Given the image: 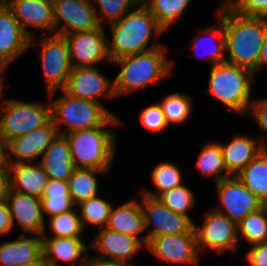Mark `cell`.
I'll return each instance as SVG.
<instances>
[{
  "instance_id": "43",
  "label": "cell",
  "mask_w": 267,
  "mask_h": 266,
  "mask_svg": "<svg viewBox=\"0 0 267 266\" xmlns=\"http://www.w3.org/2000/svg\"><path fill=\"white\" fill-rule=\"evenodd\" d=\"M250 109L253 110L259 125L267 132V99L255 101L251 104Z\"/></svg>"
},
{
  "instance_id": "18",
  "label": "cell",
  "mask_w": 267,
  "mask_h": 266,
  "mask_svg": "<svg viewBox=\"0 0 267 266\" xmlns=\"http://www.w3.org/2000/svg\"><path fill=\"white\" fill-rule=\"evenodd\" d=\"M32 39L24 32L11 9L4 4L0 8V61L6 66L21 55Z\"/></svg>"
},
{
  "instance_id": "16",
  "label": "cell",
  "mask_w": 267,
  "mask_h": 266,
  "mask_svg": "<svg viewBox=\"0 0 267 266\" xmlns=\"http://www.w3.org/2000/svg\"><path fill=\"white\" fill-rule=\"evenodd\" d=\"M5 200L8 204L13 226L17 221L23 230L36 236L43 235L46 224L39 198L9 189Z\"/></svg>"
},
{
  "instance_id": "19",
  "label": "cell",
  "mask_w": 267,
  "mask_h": 266,
  "mask_svg": "<svg viewBox=\"0 0 267 266\" xmlns=\"http://www.w3.org/2000/svg\"><path fill=\"white\" fill-rule=\"evenodd\" d=\"M57 135V128L50 120L45 126L12 139L7 144V151L15 155L16 159L13 162L7 158L8 164L26 163L31 159H36L43 154Z\"/></svg>"
},
{
  "instance_id": "36",
  "label": "cell",
  "mask_w": 267,
  "mask_h": 266,
  "mask_svg": "<svg viewBox=\"0 0 267 266\" xmlns=\"http://www.w3.org/2000/svg\"><path fill=\"white\" fill-rule=\"evenodd\" d=\"M191 98L187 95L172 93L167 95L161 102L163 113L168 125L170 123H182L190 115Z\"/></svg>"
},
{
  "instance_id": "25",
  "label": "cell",
  "mask_w": 267,
  "mask_h": 266,
  "mask_svg": "<svg viewBox=\"0 0 267 266\" xmlns=\"http://www.w3.org/2000/svg\"><path fill=\"white\" fill-rule=\"evenodd\" d=\"M42 237L43 259L50 266H58V260L72 262L70 266H76V260L87 252L86 246L80 238L51 237L46 238L44 232ZM68 266V265H67Z\"/></svg>"
},
{
  "instance_id": "51",
  "label": "cell",
  "mask_w": 267,
  "mask_h": 266,
  "mask_svg": "<svg viewBox=\"0 0 267 266\" xmlns=\"http://www.w3.org/2000/svg\"><path fill=\"white\" fill-rule=\"evenodd\" d=\"M4 4H6V0H0V8H1Z\"/></svg>"
},
{
  "instance_id": "7",
  "label": "cell",
  "mask_w": 267,
  "mask_h": 266,
  "mask_svg": "<svg viewBox=\"0 0 267 266\" xmlns=\"http://www.w3.org/2000/svg\"><path fill=\"white\" fill-rule=\"evenodd\" d=\"M0 136L8 144L12 139L45 126L51 120V106L17 100H2ZM3 109V111H2Z\"/></svg>"
},
{
  "instance_id": "34",
  "label": "cell",
  "mask_w": 267,
  "mask_h": 266,
  "mask_svg": "<svg viewBox=\"0 0 267 266\" xmlns=\"http://www.w3.org/2000/svg\"><path fill=\"white\" fill-rule=\"evenodd\" d=\"M78 205H80V213H82V215H80V219L83 227L85 226V222L97 225L99 228L107 226L112 210V205L109 202L99 198L98 196H94L81 201Z\"/></svg>"
},
{
  "instance_id": "14",
  "label": "cell",
  "mask_w": 267,
  "mask_h": 266,
  "mask_svg": "<svg viewBox=\"0 0 267 266\" xmlns=\"http://www.w3.org/2000/svg\"><path fill=\"white\" fill-rule=\"evenodd\" d=\"M146 246L161 261L179 264L198 261L196 233L152 237Z\"/></svg>"
},
{
  "instance_id": "41",
  "label": "cell",
  "mask_w": 267,
  "mask_h": 266,
  "mask_svg": "<svg viewBox=\"0 0 267 266\" xmlns=\"http://www.w3.org/2000/svg\"><path fill=\"white\" fill-rule=\"evenodd\" d=\"M140 121L144 127L155 132L168 126L160 103L145 108L140 115Z\"/></svg>"
},
{
  "instance_id": "1",
  "label": "cell",
  "mask_w": 267,
  "mask_h": 266,
  "mask_svg": "<svg viewBox=\"0 0 267 266\" xmlns=\"http://www.w3.org/2000/svg\"><path fill=\"white\" fill-rule=\"evenodd\" d=\"M220 20L226 39L227 63L257 71L258 57L267 35V18L245 16L221 4Z\"/></svg>"
},
{
  "instance_id": "9",
  "label": "cell",
  "mask_w": 267,
  "mask_h": 266,
  "mask_svg": "<svg viewBox=\"0 0 267 266\" xmlns=\"http://www.w3.org/2000/svg\"><path fill=\"white\" fill-rule=\"evenodd\" d=\"M143 196V206L141 205L145 229L154 222V229L149 234L142 237L145 246L152 237L168 234L195 233L194 222L187 216L173 212L156 198Z\"/></svg>"
},
{
  "instance_id": "44",
  "label": "cell",
  "mask_w": 267,
  "mask_h": 266,
  "mask_svg": "<svg viewBox=\"0 0 267 266\" xmlns=\"http://www.w3.org/2000/svg\"><path fill=\"white\" fill-rule=\"evenodd\" d=\"M13 228L12 217L6 200L0 201V233L10 232Z\"/></svg>"
},
{
  "instance_id": "30",
  "label": "cell",
  "mask_w": 267,
  "mask_h": 266,
  "mask_svg": "<svg viewBox=\"0 0 267 266\" xmlns=\"http://www.w3.org/2000/svg\"><path fill=\"white\" fill-rule=\"evenodd\" d=\"M190 0H141L142 4L155 17L158 26L164 31L176 18H179Z\"/></svg>"
},
{
  "instance_id": "20",
  "label": "cell",
  "mask_w": 267,
  "mask_h": 266,
  "mask_svg": "<svg viewBox=\"0 0 267 266\" xmlns=\"http://www.w3.org/2000/svg\"><path fill=\"white\" fill-rule=\"evenodd\" d=\"M91 246L102 253L101 257L98 258L122 261L130 264L131 262L129 260L142 248L143 239L112 231L104 227L100 228Z\"/></svg>"
},
{
  "instance_id": "27",
  "label": "cell",
  "mask_w": 267,
  "mask_h": 266,
  "mask_svg": "<svg viewBox=\"0 0 267 266\" xmlns=\"http://www.w3.org/2000/svg\"><path fill=\"white\" fill-rule=\"evenodd\" d=\"M236 177L267 205V149L262 150Z\"/></svg>"
},
{
  "instance_id": "35",
  "label": "cell",
  "mask_w": 267,
  "mask_h": 266,
  "mask_svg": "<svg viewBox=\"0 0 267 266\" xmlns=\"http://www.w3.org/2000/svg\"><path fill=\"white\" fill-rule=\"evenodd\" d=\"M156 199L173 212L187 216V211L195 204L192 192L184 185L161 192Z\"/></svg>"
},
{
  "instance_id": "47",
  "label": "cell",
  "mask_w": 267,
  "mask_h": 266,
  "mask_svg": "<svg viewBox=\"0 0 267 266\" xmlns=\"http://www.w3.org/2000/svg\"><path fill=\"white\" fill-rule=\"evenodd\" d=\"M267 63V35L265 37L264 43L261 47L258 63H257V70L263 67L264 64Z\"/></svg>"
},
{
  "instance_id": "3",
  "label": "cell",
  "mask_w": 267,
  "mask_h": 266,
  "mask_svg": "<svg viewBox=\"0 0 267 266\" xmlns=\"http://www.w3.org/2000/svg\"><path fill=\"white\" fill-rule=\"evenodd\" d=\"M166 46L111 61L122 70L113 82L114 94H126L169 75L173 63L165 59Z\"/></svg>"
},
{
  "instance_id": "48",
  "label": "cell",
  "mask_w": 267,
  "mask_h": 266,
  "mask_svg": "<svg viewBox=\"0 0 267 266\" xmlns=\"http://www.w3.org/2000/svg\"><path fill=\"white\" fill-rule=\"evenodd\" d=\"M7 143L5 140L0 136V167H8L7 162Z\"/></svg>"
},
{
  "instance_id": "45",
  "label": "cell",
  "mask_w": 267,
  "mask_h": 266,
  "mask_svg": "<svg viewBox=\"0 0 267 266\" xmlns=\"http://www.w3.org/2000/svg\"><path fill=\"white\" fill-rule=\"evenodd\" d=\"M79 266H134V265L122 261L101 259L98 257L88 260V256H84Z\"/></svg>"
},
{
  "instance_id": "13",
  "label": "cell",
  "mask_w": 267,
  "mask_h": 266,
  "mask_svg": "<svg viewBox=\"0 0 267 266\" xmlns=\"http://www.w3.org/2000/svg\"><path fill=\"white\" fill-rule=\"evenodd\" d=\"M104 31L101 25L95 30L64 35L73 68L94 67L95 63L103 59L111 62L107 50L108 39ZM74 58L77 63L73 62Z\"/></svg>"
},
{
  "instance_id": "17",
  "label": "cell",
  "mask_w": 267,
  "mask_h": 266,
  "mask_svg": "<svg viewBox=\"0 0 267 266\" xmlns=\"http://www.w3.org/2000/svg\"><path fill=\"white\" fill-rule=\"evenodd\" d=\"M24 32L34 39L27 27L55 30L52 0H6ZM27 25V26H26Z\"/></svg>"
},
{
  "instance_id": "8",
  "label": "cell",
  "mask_w": 267,
  "mask_h": 266,
  "mask_svg": "<svg viewBox=\"0 0 267 266\" xmlns=\"http://www.w3.org/2000/svg\"><path fill=\"white\" fill-rule=\"evenodd\" d=\"M42 46L41 61L43 65L48 95L53 97L58 88L63 90L68 77L73 69L70 61L68 43L64 36L52 34L44 38Z\"/></svg>"
},
{
  "instance_id": "24",
  "label": "cell",
  "mask_w": 267,
  "mask_h": 266,
  "mask_svg": "<svg viewBox=\"0 0 267 266\" xmlns=\"http://www.w3.org/2000/svg\"><path fill=\"white\" fill-rule=\"evenodd\" d=\"M256 145L254 139L246 136H236L228 145L220 144L223 160L228 172L236 176L253 159H255L262 150H266L263 142Z\"/></svg>"
},
{
  "instance_id": "42",
  "label": "cell",
  "mask_w": 267,
  "mask_h": 266,
  "mask_svg": "<svg viewBox=\"0 0 267 266\" xmlns=\"http://www.w3.org/2000/svg\"><path fill=\"white\" fill-rule=\"evenodd\" d=\"M246 258L251 266H267V241L253 245Z\"/></svg>"
},
{
  "instance_id": "11",
  "label": "cell",
  "mask_w": 267,
  "mask_h": 266,
  "mask_svg": "<svg viewBox=\"0 0 267 266\" xmlns=\"http://www.w3.org/2000/svg\"><path fill=\"white\" fill-rule=\"evenodd\" d=\"M198 251L208 247L217 252L232 250L238 242L237 224L216 210L206 214L202 227L194 223Z\"/></svg>"
},
{
  "instance_id": "33",
  "label": "cell",
  "mask_w": 267,
  "mask_h": 266,
  "mask_svg": "<svg viewBox=\"0 0 267 266\" xmlns=\"http://www.w3.org/2000/svg\"><path fill=\"white\" fill-rule=\"evenodd\" d=\"M151 178L156 190H158L159 193H152L145 190L143 191L142 195H146L152 198H156L163 191L172 190L173 188L182 185V177L179 169L177 168V166L167 162L158 164L153 169Z\"/></svg>"
},
{
  "instance_id": "46",
  "label": "cell",
  "mask_w": 267,
  "mask_h": 266,
  "mask_svg": "<svg viewBox=\"0 0 267 266\" xmlns=\"http://www.w3.org/2000/svg\"><path fill=\"white\" fill-rule=\"evenodd\" d=\"M9 189V169L8 167H0V201L5 200Z\"/></svg>"
},
{
  "instance_id": "50",
  "label": "cell",
  "mask_w": 267,
  "mask_h": 266,
  "mask_svg": "<svg viewBox=\"0 0 267 266\" xmlns=\"http://www.w3.org/2000/svg\"><path fill=\"white\" fill-rule=\"evenodd\" d=\"M31 266H50V265L44 259H42L38 263Z\"/></svg>"
},
{
  "instance_id": "37",
  "label": "cell",
  "mask_w": 267,
  "mask_h": 266,
  "mask_svg": "<svg viewBox=\"0 0 267 266\" xmlns=\"http://www.w3.org/2000/svg\"><path fill=\"white\" fill-rule=\"evenodd\" d=\"M50 228L54 234L53 237L80 238L84 227L77 212L71 210L52 216Z\"/></svg>"
},
{
  "instance_id": "15",
  "label": "cell",
  "mask_w": 267,
  "mask_h": 266,
  "mask_svg": "<svg viewBox=\"0 0 267 266\" xmlns=\"http://www.w3.org/2000/svg\"><path fill=\"white\" fill-rule=\"evenodd\" d=\"M99 72L95 66L73 68L63 90L73 97L96 102L104 93L106 97L115 96L113 83L110 84Z\"/></svg>"
},
{
  "instance_id": "5",
  "label": "cell",
  "mask_w": 267,
  "mask_h": 266,
  "mask_svg": "<svg viewBox=\"0 0 267 266\" xmlns=\"http://www.w3.org/2000/svg\"><path fill=\"white\" fill-rule=\"evenodd\" d=\"M254 72L227 62L212 65L209 89L227 108L242 114L250 110L251 77Z\"/></svg>"
},
{
  "instance_id": "21",
  "label": "cell",
  "mask_w": 267,
  "mask_h": 266,
  "mask_svg": "<svg viewBox=\"0 0 267 266\" xmlns=\"http://www.w3.org/2000/svg\"><path fill=\"white\" fill-rule=\"evenodd\" d=\"M43 259L42 237H24L0 245L2 266H31Z\"/></svg>"
},
{
  "instance_id": "31",
  "label": "cell",
  "mask_w": 267,
  "mask_h": 266,
  "mask_svg": "<svg viewBox=\"0 0 267 266\" xmlns=\"http://www.w3.org/2000/svg\"><path fill=\"white\" fill-rule=\"evenodd\" d=\"M197 167L205 176L216 175V183L232 176L226 168L219 143H209L203 147L198 157ZM223 171L226 172L224 174L226 176L219 175Z\"/></svg>"
},
{
  "instance_id": "49",
  "label": "cell",
  "mask_w": 267,
  "mask_h": 266,
  "mask_svg": "<svg viewBox=\"0 0 267 266\" xmlns=\"http://www.w3.org/2000/svg\"><path fill=\"white\" fill-rule=\"evenodd\" d=\"M7 67L3 62L0 61V94H2L3 89V77H1V72Z\"/></svg>"
},
{
  "instance_id": "23",
  "label": "cell",
  "mask_w": 267,
  "mask_h": 266,
  "mask_svg": "<svg viewBox=\"0 0 267 266\" xmlns=\"http://www.w3.org/2000/svg\"><path fill=\"white\" fill-rule=\"evenodd\" d=\"M40 165L49 176V179L68 181L75 169L69 148L64 135L58 134L47 146L42 154Z\"/></svg>"
},
{
  "instance_id": "38",
  "label": "cell",
  "mask_w": 267,
  "mask_h": 266,
  "mask_svg": "<svg viewBox=\"0 0 267 266\" xmlns=\"http://www.w3.org/2000/svg\"><path fill=\"white\" fill-rule=\"evenodd\" d=\"M93 1V0H92ZM141 0H94L99 3V10L102 17H97L99 24L108 19V22L114 23L120 20L130 9L136 7Z\"/></svg>"
},
{
  "instance_id": "32",
  "label": "cell",
  "mask_w": 267,
  "mask_h": 266,
  "mask_svg": "<svg viewBox=\"0 0 267 266\" xmlns=\"http://www.w3.org/2000/svg\"><path fill=\"white\" fill-rule=\"evenodd\" d=\"M239 228L251 245L267 241V205L246 215L237 224V229Z\"/></svg>"
},
{
  "instance_id": "10",
  "label": "cell",
  "mask_w": 267,
  "mask_h": 266,
  "mask_svg": "<svg viewBox=\"0 0 267 266\" xmlns=\"http://www.w3.org/2000/svg\"><path fill=\"white\" fill-rule=\"evenodd\" d=\"M52 3L55 29L61 20L65 23L54 34L64 36L101 26L92 0H52Z\"/></svg>"
},
{
  "instance_id": "40",
  "label": "cell",
  "mask_w": 267,
  "mask_h": 266,
  "mask_svg": "<svg viewBox=\"0 0 267 266\" xmlns=\"http://www.w3.org/2000/svg\"><path fill=\"white\" fill-rule=\"evenodd\" d=\"M235 1L226 0L221 3L223 5H226L231 11L241 15L267 18V0H235Z\"/></svg>"
},
{
  "instance_id": "4",
  "label": "cell",
  "mask_w": 267,
  "mask_h": 266,
  "mask_svg": "<svg viewBox=\"0 0 267 266\" xmlns=\"http://www.w3.org/2000/svg\"><path fill=\"white\" fill-rule=\"evenodd\" d=\"M118 123L113 115L103 126L65 134L75 168L108 171L115 154V134L105 126Z\"/></svg>"
},
{
  "instance_id": "28",
  "label": "cell",
  "mask_w": 267,
  "mask_h": 266,
  "mask_svg": "<svg viewBox=\"0 0 267 266\" xmlns=\"http://www.w3.org/2000/svg\"><path fill=\"white\" fill-rule=\"evenodd\" d=\"M40 200L42 211L51 217L71 211L76 205L69 194L68 181L49 179Z\"/></svg>"
},
{
  "instance_id": "22",
  "label": "cell",
  "mask_w": 267,
  "mask_h": 266,
  "mask_svg": "<svg viewBox=\"0 0 267 266\" xmlns=\"http://www.w3.org/2000/svg\"><path fill=\"white\" fill-rule=\"evenodd\" d=\"M8 169L11 190L39 199L42 198L49 176L40 164H8Z\"/></svg>"
},
{
  "instance_id": "12",
  "label": "cell",
  "mask_w": 267,
  "mask_h": 266,
  "mask_svg": "<svg viewBox=\"0 0 267 266\" xmlns=\"http://www.w3.org/2000/svg\"><path fill=\"white\" fill-rule=\"evenodd\" d=\"M223 210L216 211L226 215L238 224L246 215L264 206L236 176H232L216 183Z\"/></svg>"
},
{
  "instance_id": "2",
  "label": "cell",
  "mask_w": 267,
  "mask_h": 266,
  "mask_svg": "<svg viewBox=\"0 0 267 266\" xmlns=\"http://www.w3.org/2000/svg\"><path fill=\"white\" fill-rule=\"evenodd\" d=\"M112 41L107 40V50L110 61L120 57L145 53L156 49L158 45L146 48L152 31L160 35L163 31L158 26L155 17L140 1L136 8L127 12L120 20L111 23Z\"/></svg>"
},
{
  "instance_id": "29",
  "label": "cell",
  "mask_w": 267,
  "mask_h": 266,
  "mask_svg": "<svg viewBox=\"0 0 267 266\" xmlns=\"http://www.w3.org/2000/svg\"><path fill=\"white\" fill-rule=\"evenodd\" d=\"M106 171L75 168L68 179L69 194L73 202L78 205L81 201L97 196L98 186L95 176Z\"/></svg>"
},
{
  "instance_id": "26",
  "label": "cell",
  "mask_w": 267,
  "mask_h": 266,
  "mask_svg": "<svg viewBox=\"0 0 267 266\" xmlns=\"http://www.w3.org/2000/svg\"><path fill=\"white\" fill-rule=\"evenodd\" d=\"M106 228L138 238V234L145 230L141 205L133 200L119 206L117 209L112 207Z\"/></svg>"
},
{
  "instance_id": "6",
  "label": "cell",
  "mask_w": 267,
  "mask_h": 266,
  "mask_svg": "<svg viewBox=\"0 0 267 266\" xmlns=\"http://www.w3.org/2000/svg\"><path fill=\"white\" fill-rule=\"evenodd\" d=\"M62 91L64 96L50 102L51 120L57 131L59 124H66V133L59 131L60 135L103 126L113 116L100 102L76 98Z\"/></svg>"
},
{
  "instance_id": "39",
  "label": "cell",
  "mask_w": 267,
  "mask_h": 266,
  "mask_svg": "<svg viewBox=\"0 0 267 266\" xmlns=\"http://www.w3.org/2000/svg\"><path fill=\"white\" fill-rule=\"evenodd\" d=\"M218 24L220 25L219 27H212L206 30L209 35H211L213 38V46H210L208 56L206 58L211 59V62L213 65L220 64L226 62V57L223 56V54L226 51V39H225V34H224V27H223V22L219 19ZM212 33V34H211ZM212 42V41H211ZM194 48H197V46L200 44L199 40L194 41ZM206 50V49H205ZM207 51V50H206ZM208 52V51H207Z\"/></svg>"
}]
</instances>
